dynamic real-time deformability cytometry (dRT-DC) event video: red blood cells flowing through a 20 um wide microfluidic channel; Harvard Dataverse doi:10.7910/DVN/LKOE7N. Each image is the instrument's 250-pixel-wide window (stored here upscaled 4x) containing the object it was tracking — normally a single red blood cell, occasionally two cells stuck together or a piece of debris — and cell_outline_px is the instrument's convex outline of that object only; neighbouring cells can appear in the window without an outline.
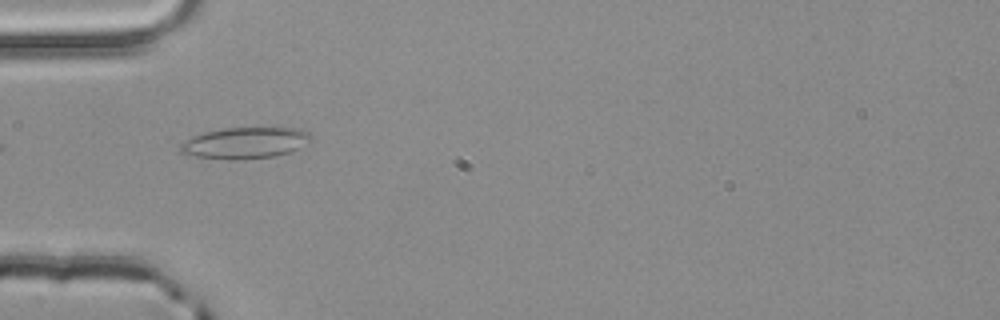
{"species": "common noctule bat (a hibernating species)", "species_latin": "Nyctalus noctula", "temperature_condition": "room temperature", "stored_images_in_passage": 3, "camera_frame_rate_fps": 3000, "um_per_image_px": 0.085, "animal": {"sex": "male", "body_mass_g": 20.4}, "frame": {"image": 1, "passage_image": 2, "time_ms": 0.333, "image_size_px": [1000, 320], "cell_outline_px": [[312, 140], [300, 148], [276, 156], [240, 160], [228, 160], [196, 156], [180, 152], [180, 144], [184, 140], [192, 136], [204, 132], [224, 128], [300, 128], [308, 132], [312, 136]], "centroid_in_image_um": [20.85, 12.15], "position_along_channel_um": 64.2, "area_um2": 23.99}}
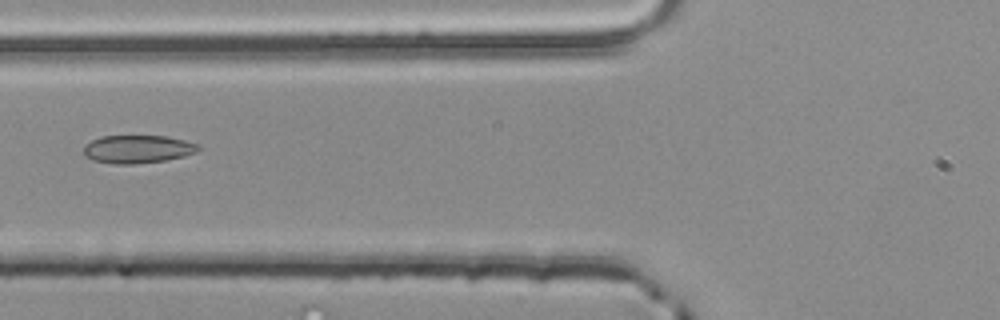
{"frame": {"image": 2, "passage_image": 3, "time_ms": 0.667, "image_size_px": [1000, 320], "cell_outline_px": [[200, 148], [196, 152], [184, 156], [168, 160], [136, 164], [112, 164], [92, 160], [84, 156], [84, 148], [92, 140], [100, 136], [164, 136], [184, 140], [200, 144]], "centroid_in_image_um": [11.71, 12.69], "position_along_channel_um": 114.1, "area_um2": 18.84}}